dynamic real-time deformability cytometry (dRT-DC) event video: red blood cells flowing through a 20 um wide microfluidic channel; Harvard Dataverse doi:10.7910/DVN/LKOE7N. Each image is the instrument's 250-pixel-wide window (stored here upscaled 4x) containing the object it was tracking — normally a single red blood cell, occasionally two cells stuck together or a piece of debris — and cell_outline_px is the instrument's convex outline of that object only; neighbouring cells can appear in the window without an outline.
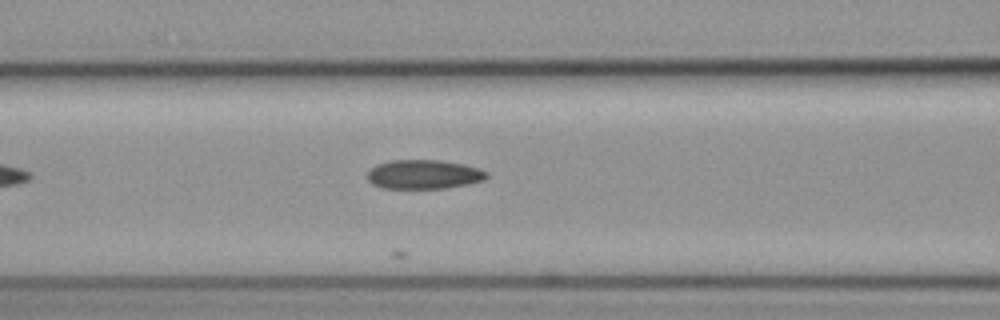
{"species": "common noctule bat (a hibernating species)", "species_latin": "Nyctalus noctula", "temperature_condition": "cold", "stored_images_in_passage": 5, "camera_frame_rate_fps": 3000, "um_per_image_px": 0.085, "animal": {"sex": "female", "body_mass_g": 19.3, "forearm_length_mm": 54.1}, "frame": {"image": 1, "passage_image": 5, "time_ms": 1.333, "image_size_px": [1000, 320], "cell_outline_px": [[488, 176], [484, 180], [468, 184], [448, 188], [380, 188], [372, 184], [368, 180], [368, 172], [376, 164], [388, 160], [440, 160], [464, 164], [480, 168], [488, 172]], "centroid_in_image_um": [36.04, 14.82], "position_along_channel_um": 130.6, "area_um2": 20.46}}